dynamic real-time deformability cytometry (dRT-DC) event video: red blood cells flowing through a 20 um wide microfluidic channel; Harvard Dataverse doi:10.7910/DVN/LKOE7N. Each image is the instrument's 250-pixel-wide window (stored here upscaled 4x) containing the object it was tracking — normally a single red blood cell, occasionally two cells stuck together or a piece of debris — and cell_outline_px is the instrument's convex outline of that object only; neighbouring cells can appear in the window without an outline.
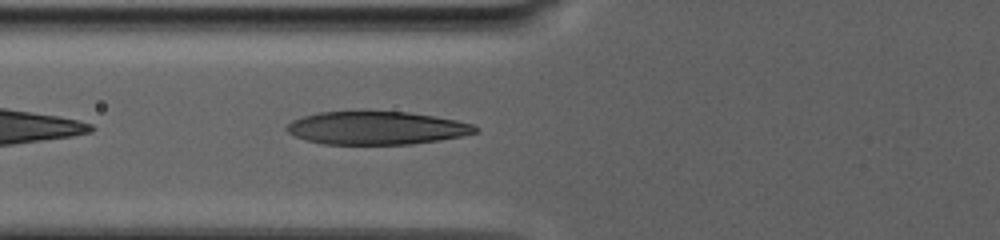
{"species": "human", "species_latin": "Homo sapiens", "temperature_condition": "warm", "stored_images_in_passage": 31, "segment_of_instrument_passage": [2, 2], "camera_frame_rate_fps": 3000, "um_per_image_px": 0.085, "donor": {"sex": "male"}, "frame": {"image": 1, "passage_image": 12, "time_ms": 4.333, "image_size_px": [1000, 240], "cell_outline_px": [[480, 132], [440, 140], [412, 144], [320, 144], [304, 140], [288, 132], [284, 128], [292, 120], [304, 116], [320, 112], [360, 108], [364, 108], [408, 112], [456, 120], [472, 124], [480, 128]], "centroid_in_image_um": [31.97, 10.84], "position_along_channel_um": 93.8, "area_um2": 37.57}}
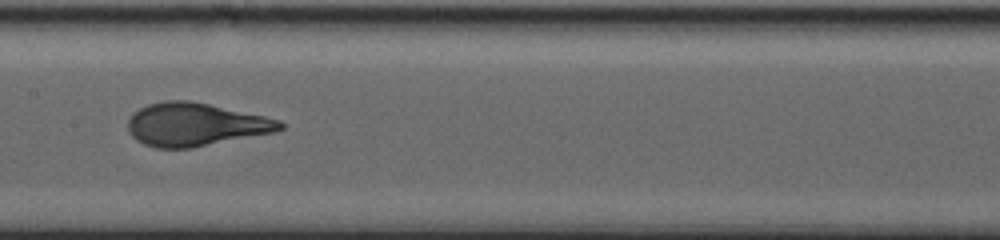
{"frame": {"image": 2, "passage_image": 18, "time_ms": 8.333, "image_size_px": [1000, 240], "cell_outline_px": [[284, 128], [276, 132], [192, 148], [156, 148], [144, 144], [136, 140], [128, 132], [128, 120], [140, 108], [148, 104], [164, 100], [188, 100], [208, 104], [264, 116], [280, 120], [284, 124]], "centroid_in_image_um": [16.61, 10.59], "position_along_channel_um": 190.8, "area_um2": 38.15}}
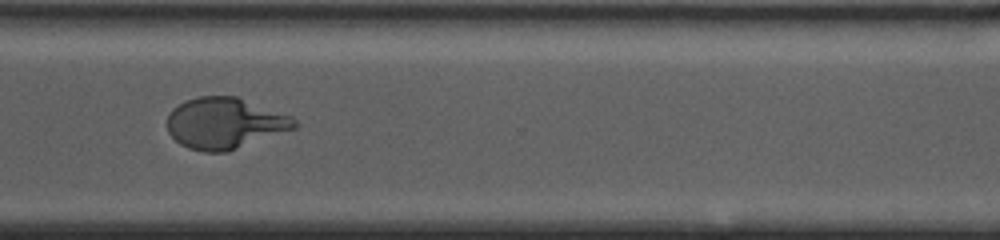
{"frame": {"image": 3, "passage_image": 25, "time_ms": 15.0, "image_size_px": [1000, 240], "cell_outline_px": [[296, 128], [228, 152], [204, 152], [188, 148], [180, 144], [168, 132], [168, 116], [172, 108], [184, 100], [196, 96], [236, 96], [292, 116], [296, 120]], "centroid_in_image_um": [19.1, 10.47], "position_along_channel_um": 351.5, "area_um2": 38.09}}